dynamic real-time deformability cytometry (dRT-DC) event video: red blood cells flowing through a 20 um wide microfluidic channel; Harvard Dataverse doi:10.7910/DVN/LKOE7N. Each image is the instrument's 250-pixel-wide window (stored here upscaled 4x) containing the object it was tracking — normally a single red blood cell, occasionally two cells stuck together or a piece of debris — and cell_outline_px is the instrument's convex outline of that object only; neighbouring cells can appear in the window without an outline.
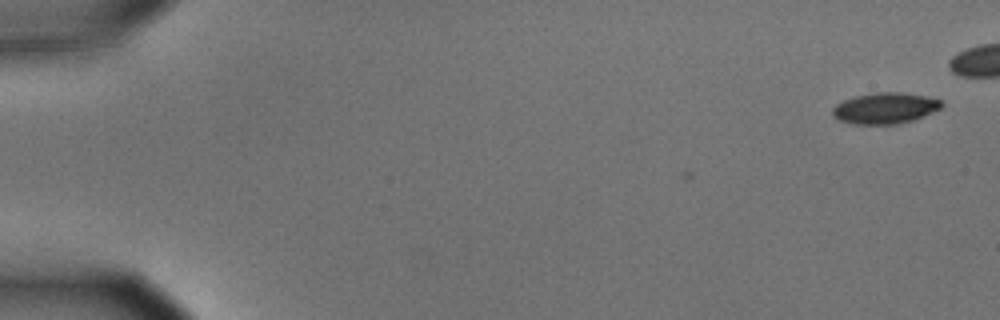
{"species": "common noctule bat (a hibernating species)", "species_latin": "Nyctalus noctula", "temperature_condition": "cold", "stored_images_in_passage": 4, "camera_frame_rate_fps": 3000, "um_per_image_px": 0.085, "animal": {"sex": "male", "body_mass_g": 15.6}, "frame": {"image": 1, "passage_image": 4, "time_ms": 1.0, "image_size_px": [1000, 320], "cell_outline_px": [[944, 104], [940, 108], [912, 120], [900, 124], [852, 124], [840, 120], [832, 116], [832, 108], [836, 104], [844, 100], [856, 96], [876, 92], [900, 92], [924, 96], [940, 100]], "centroid_in_image_um": [75.19, 9.2], "position_along_channel_um": 9.8, "area_um2": 19.54}}